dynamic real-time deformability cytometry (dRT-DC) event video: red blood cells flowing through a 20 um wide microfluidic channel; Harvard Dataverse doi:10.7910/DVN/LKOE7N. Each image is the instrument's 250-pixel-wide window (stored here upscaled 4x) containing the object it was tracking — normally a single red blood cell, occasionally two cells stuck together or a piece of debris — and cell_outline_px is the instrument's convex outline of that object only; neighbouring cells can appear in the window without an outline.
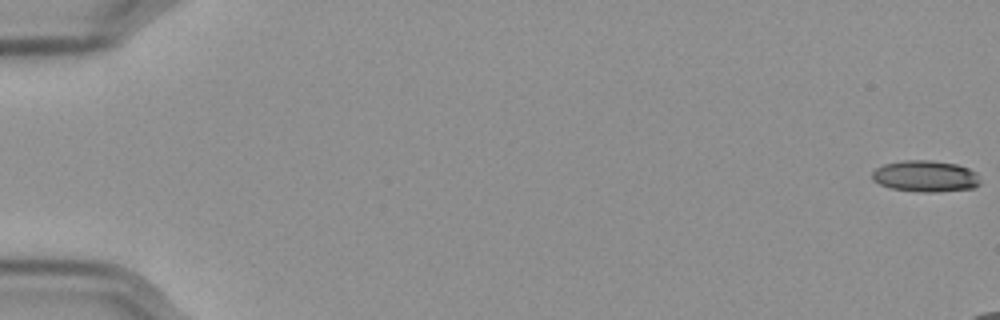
{"species": "Egyptian fruit bat (a non-hibernating species)", "species_latin": "Rousettus aegyptiacus", "temperature_condition": "cold", "stored_images_in_passage": 12, "camera_frame_rate_fps": 3000, "um_per_image_px": 0.085, "frame": {"image": 1, "passage_image": 1, "time_ms": 0.0, "image_size_px": [1000, 320], "cell_outline_px": [[980, 184], [972, 188], [936, 192], [920, 192], [892, 188], [880, 184], [872, 180], [872, 172], [876, 168], [884, 164], [904, 160], [932, 160], [956, 164], [968, 168], [976, 172], [980, 180]], "centroid_in_image_um": [78.66, 14.97], "position_along_channel_um": 6.3, "area_um2": 19.77}}